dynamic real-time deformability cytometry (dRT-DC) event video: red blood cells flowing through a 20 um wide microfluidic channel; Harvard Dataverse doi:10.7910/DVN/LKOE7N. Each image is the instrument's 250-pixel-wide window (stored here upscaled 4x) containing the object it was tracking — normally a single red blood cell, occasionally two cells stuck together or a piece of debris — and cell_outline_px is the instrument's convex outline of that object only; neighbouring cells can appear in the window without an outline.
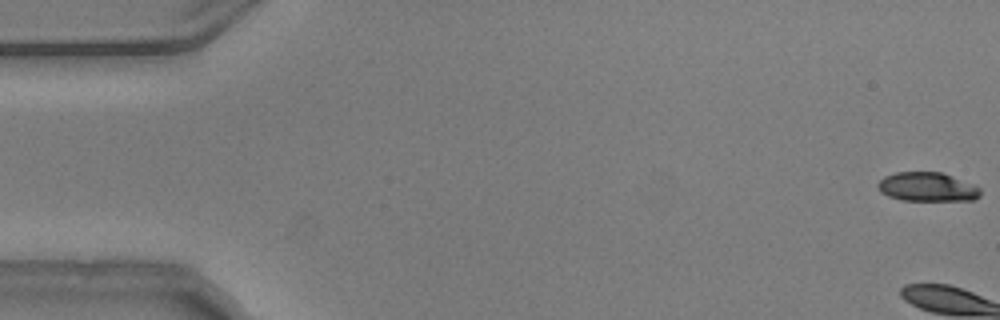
{"species": "common noctule bat (a hibernating species)", "species_latin": "Nyctalus noctula", "temperature_condition": "warm", "stored_images_in_passage": 4, "camera_frame_rate_fps": 3000, "um_per_image_px": 0.085, "animal": {"sex": "male", "body_mass_g": 20.5, "forearm_length_mm": 52.5}, "frame": {"image": 1, "passage_image": 1, "time_ms": 0.0, "image_size_px": [1000, 320], "cell_outline_px": [[980, 196], [976, 200], [900, 200], [888, 196], [880, 192], [876, 184], [884, 176], [896, 172], [940, 172], [976, 184], [980, 188]], "centroid_in_image_um": [78.83, 15.89], "position_along_channel_um": 6.2, "area_um2": 17.51}}